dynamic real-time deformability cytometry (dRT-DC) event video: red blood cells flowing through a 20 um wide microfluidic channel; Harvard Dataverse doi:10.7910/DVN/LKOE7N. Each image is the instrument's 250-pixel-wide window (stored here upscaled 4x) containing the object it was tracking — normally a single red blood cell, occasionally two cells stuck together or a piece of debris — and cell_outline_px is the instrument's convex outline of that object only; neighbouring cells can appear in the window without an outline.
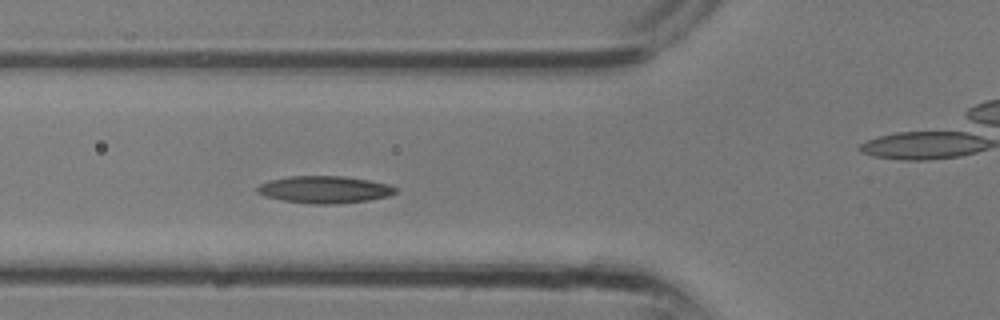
{"species": "common noctule bat (a hibernating species)", "species_latin": "Nyctalus noctula", "temperature_condition": "room temperature", "stored_images_in_passage": 8, "camera_frame_rate_fps": 3000, "um_per_image_px": 0.085, "animal": {"sex": "male", "body_mass_g": 13.3}, "frame": {"image": 1, "passage_image": 8, "time_ms": 2.333, "image_size_px": [1000, 320], "cell_outline_px": [[396, 192], [388, 196], [368, 200], [336, 204], [308, 204], [284, 200], [264, 196], [256, 192], [256, 188], [260, 184], [272, 180], [292, 176], [344, 176], [368, 180], [388, 184], [396, 188]], "centroid_in_image_um": [27.58, 16.12], "position_along_channel_um": 98.2, "area_um2": 21.73}}